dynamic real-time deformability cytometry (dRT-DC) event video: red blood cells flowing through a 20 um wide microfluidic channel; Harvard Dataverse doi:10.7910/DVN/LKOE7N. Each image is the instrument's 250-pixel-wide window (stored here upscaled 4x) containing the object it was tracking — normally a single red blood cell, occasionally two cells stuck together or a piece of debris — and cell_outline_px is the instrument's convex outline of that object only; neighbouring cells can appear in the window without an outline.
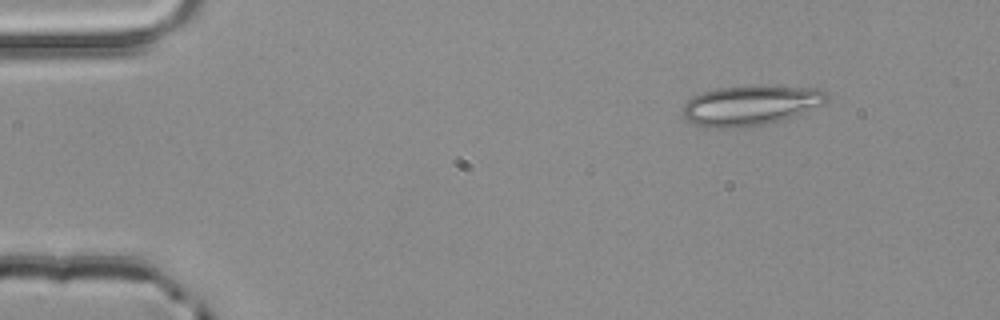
{"species": "common noctule bat (a hibernating species)", "species_latin": "Nyctalus noctula", "temperature_condition": "room temperature", "stored_images_in_passage": 3, "camera_frame_rate_fps": 3000, "um_per_image_px": 0.085, "animal": {"sex": "male", "body_mass_g": 20.4}, "frame": {"image": 1, "passage_image": 1, "time_ms": 0.0, "image_size_px": [1000, 320], "cell_outline_px": [[828, 100], [824, 104], [784, 120], [744, 128], [708, 128], [692, 124], [684, 116], [684, 104], [692, 96], [700, 92], [716, 88], [760, 84], [820, 88], [828, 96]], "centroid_in_image_um": [63.81, 8.94], "position_along_channel_um": 21.2, "area_um2": 34.39}}